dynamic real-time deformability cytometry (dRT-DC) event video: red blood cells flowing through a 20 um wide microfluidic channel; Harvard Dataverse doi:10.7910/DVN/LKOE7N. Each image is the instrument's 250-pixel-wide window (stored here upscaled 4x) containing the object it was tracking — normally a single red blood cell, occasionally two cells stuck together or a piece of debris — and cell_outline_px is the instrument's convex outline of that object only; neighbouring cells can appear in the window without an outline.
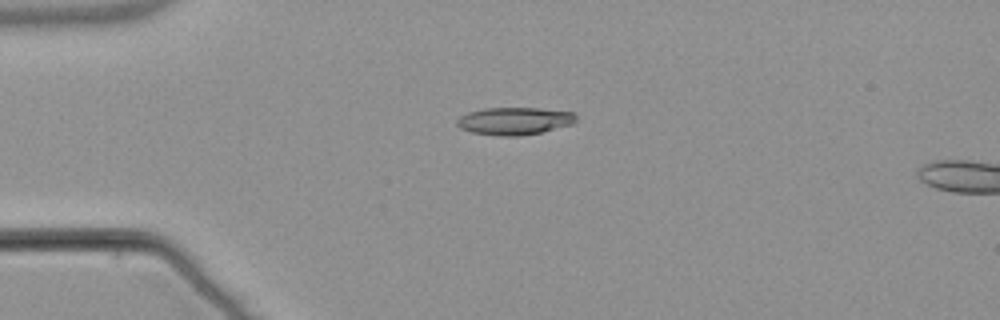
{"species": "common noctule bat (a hibernating species)", "species_latin": "Nyctalus noctula", "temperature_condition": "warm", "stored_images_in_passage": 41, "camera_frame_rate_fps": 3000, "um_per_image_px": 0.085, "animal": {"sex": "male", "body_mass_g": 21.5, "forearm_length_mm": 52.0}, "frame": {"image": 1, "passage_image": 1, "time_ms": 0.0, "image_size_px": [1000, 320], "cell_outline_px": [[576, 120], [572, 124], [540, 132], [520, 136], [500, 136], [472, 132], [460, 128], [456, 124], [456, 120], [460, 116], [468, 112], [484, 108], [540, 108], [576, 112]], "centroid_in_image_um": [43.73, 10.27], "position_along_channel_um": 41.3, "area_um2": 19.13}}
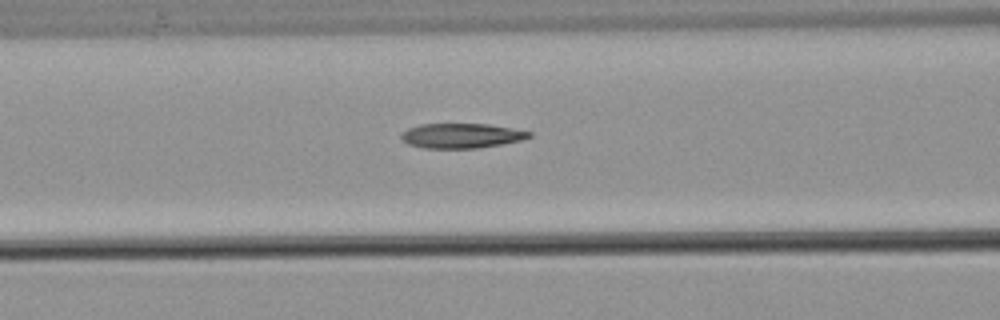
{"frame": {"image": 2, "passage_image": 10, "time_ms": 3.0, "image_size_px": [1000, 320], "cell_outline_px": [[532, 136], [520, 140], [500, 144], [476, 148], [424, 148], [408, 144], [400, 140], [400, 136], [408, 128], [420, 124], [488, 124], [532, 132]], "centroid_in_image_um": [39.18, 11.53], "position_along_channel_um": 127.4, "area_um2": 18.32}}
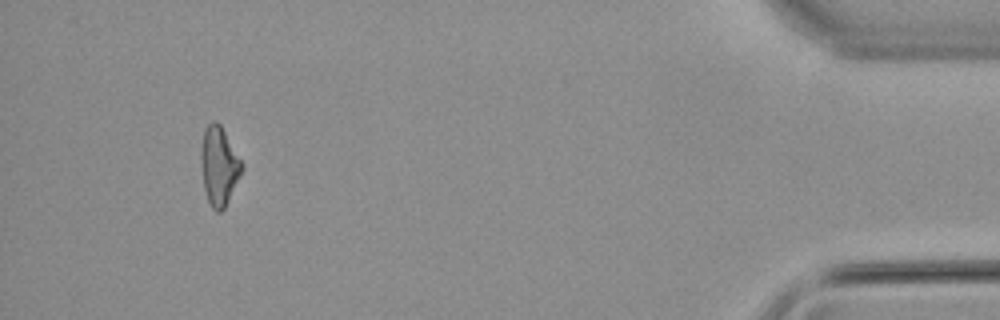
{"frame": {"image": 3, "passage_image": 38, "time_ms": 12.333, "image_size_px": [1000, 320], "cell_outline_px": [[244, 168], [224, 208], [220, 212], [216, 212], [212, 208], [208, 200], [204, 188], [200, 156], [200, 148], [204, 128], [212, 120], [216, 120], [220, 124], [244, 164]], "centroid_in_image_um": [18.61, 14.07], "position_along_channel_um": 416.6, "area_um2": 18.79}, "authors_computed_cell_mechanics": {"area_um2": 18.8428, "velocity_mm_per_s": 3.8515, "shape_relaxation_time_tau1_ms": null, "shape_relaxation_time_tau2_ms": 4.7838, "deformation_change_tau1": null, "deformation_change_tau2": 0.156}}